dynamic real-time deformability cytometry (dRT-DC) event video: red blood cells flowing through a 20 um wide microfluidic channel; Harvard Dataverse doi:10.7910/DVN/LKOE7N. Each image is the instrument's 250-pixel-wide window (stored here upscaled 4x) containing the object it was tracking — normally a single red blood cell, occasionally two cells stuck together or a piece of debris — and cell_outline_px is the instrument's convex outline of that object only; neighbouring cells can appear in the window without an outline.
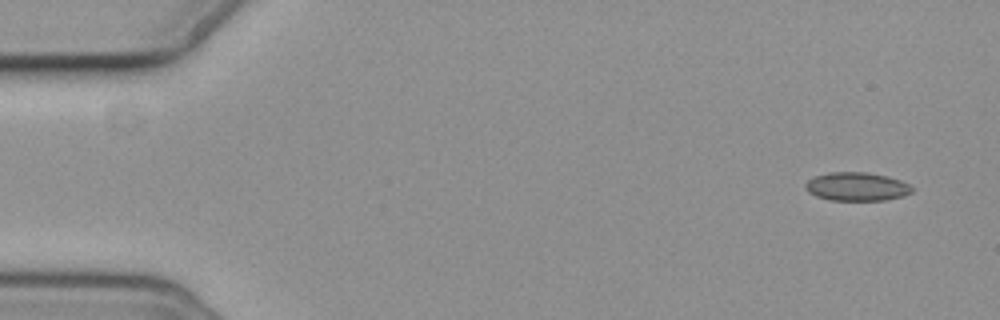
{"species": "common noctule bat (a hibernating species)", "species_latin": "Nyctalus noctula", "temperature_condition": "cold", "stored_images_in_passage": 5, "camera_frame_rate_fps": 3000, "um_per_image_px": 0.085, "animal": {"sex": "female", "body_mass_g": 19.3, "forearm_length_mm": 54.1}, "frame": {"image": 1, "passage_image": 1, "time_ms": 0.0, "image_size_px": [1000, 320], "cell_outline_px": [[912, 192], [904, 196], [884, 200], [828, 200], [816, 196], [808, 192], [804, 188], [804, 184], [808, 180], [816, 176], [828, 172], [868, 172], [888, 176], [900, 180], [908, 184], [912, 188]], "centroid_in_image_um": [72.8, 15.86], "position_along_channel_um": 12.2, "area_um2": 17.8}}
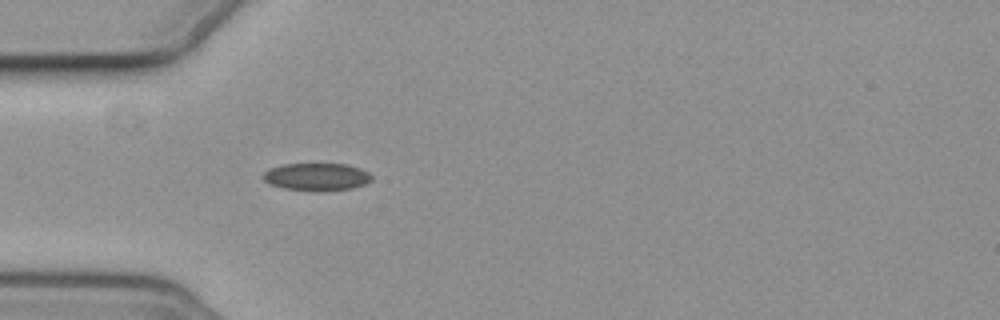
{"frame": {"image": 2, "passage_image": 5, "time_ms": 4.667, "image_size_px": [1000, 320], "cell_outline_px": [[372, 180], [364, 184], [352, 188], [320, 192], [316, 192], [284, 188], [268, 184], [260, 176], [268, 168], [284, 164], [348, 164], [360, 168], [368, 172], [372, 176]], "centroid_in_image_um": [26.89, 15.04], "position_along_channel_um": 58.1, "area_um2": 17.74}}